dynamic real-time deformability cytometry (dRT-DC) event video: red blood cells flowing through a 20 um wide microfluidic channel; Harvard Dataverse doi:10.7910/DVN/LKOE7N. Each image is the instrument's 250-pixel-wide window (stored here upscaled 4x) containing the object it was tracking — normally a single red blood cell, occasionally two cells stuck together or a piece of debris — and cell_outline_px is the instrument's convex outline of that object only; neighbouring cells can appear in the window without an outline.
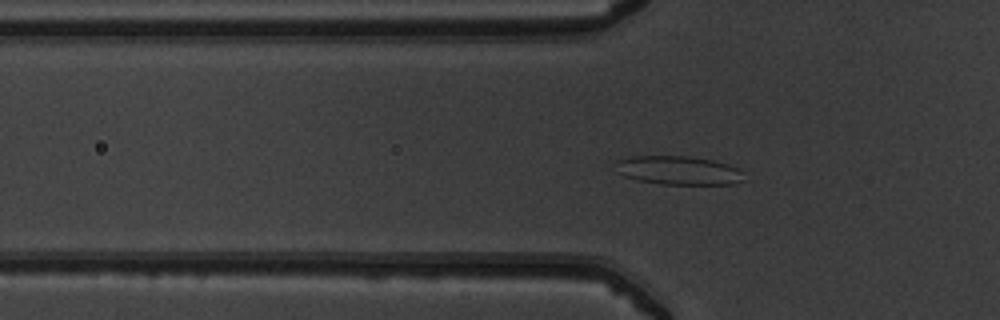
{"species": "common noctule bat (a hibernating species)", "species_latin": "Nyctalus noctula", "temperature_condition": "warm", "stored_images_in_passage": 50, "camera_frame_rate_fps": 3000, "um_per_image_px": 0.085, "animal": {"sex": "male", "body_mass_g": 19.5, "forearm_length_mm": 54.6}, "frame": {"image": 1, "passage_image": 17, "time_ms": 5.333, "image_size_px": [1000, 320], "cell_outline_px": [[744, 180], [732, 184], [660, 184], [636, 180], [624, 176], [620, 172], [616, 160], [632, 156], [688, 156], [712, 160], [728, 164], [740, 168]], "centroid_in_image_um": [57.7, 14.48], "position_along_channel_um": 68.1, "area_um2": 21.39}}
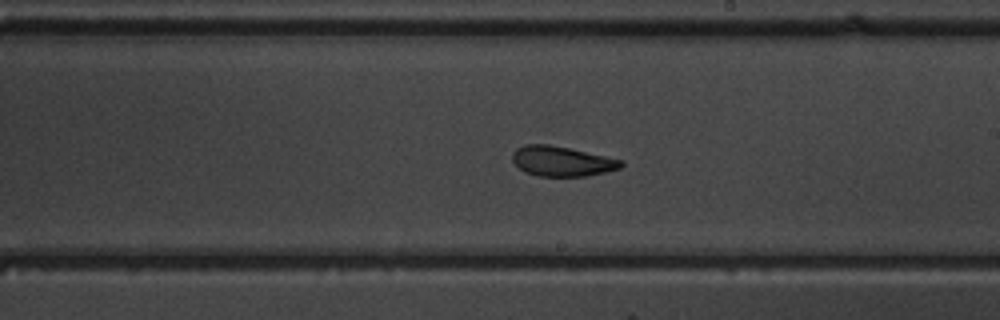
{"frame": {"image": 2, "passage_image": 30, "time_ms": 9.667, "image_size_px": [1000, 320], "cell_outline_px": [[624, 164], [620, 168], [588, 176], [540, 176], [524, 172], [512, 160], [512, 152], [516, 148], [524, 144], [548, 144], [568, 148], [624, 160]], "centroid_in_image_um": [47.74, 13.7], "position_along_channel_um": 241.3, "area_um2": 18.96}}
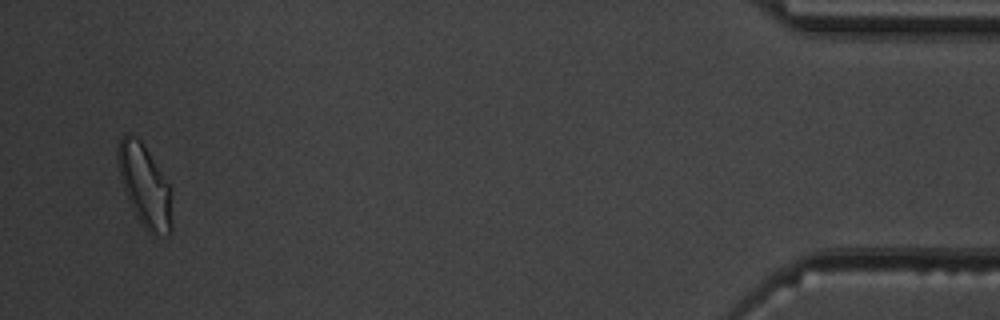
{"frame": {"image": 3, "passage_image": 49, "time_ms": 16.0, "image_size_px": [1000, 320], "cell_outline_px": [[172, 228], [168, 236], [148, 232], [144, 228], [136, 216], [128, 200], [120, 180], [116, 160], [116, 144], [124, 132], [128, 132], [136, 136], [140, 140], [168, 184], [172, 220]], "centroid_in_image_um": [12.23, 15.75], "position_along_channel_um": 423.0, "area_um2": 25.78}, "authors_computed_cell_mechanics": {"area_um2": 21.1259, "velocity_mm_per_s": 4.0267, "shape_relaxation_time_tau1_ms": 5.8803, "shape_relaxation_time_tau2_ms": 1.9511, "deformation_change_tau1": 0.1729, "deformation_change_tau2": 0.0917}}